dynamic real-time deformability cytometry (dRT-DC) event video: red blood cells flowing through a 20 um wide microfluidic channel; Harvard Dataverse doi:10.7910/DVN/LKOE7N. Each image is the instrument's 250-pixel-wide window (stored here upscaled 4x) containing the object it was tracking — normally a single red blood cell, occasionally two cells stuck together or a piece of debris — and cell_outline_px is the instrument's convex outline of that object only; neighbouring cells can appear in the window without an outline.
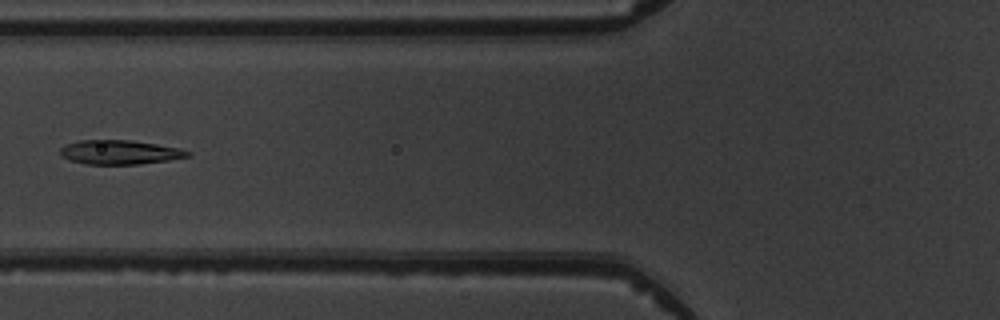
{"species": "common noctule bat (a hibernating species)", "species_latin": "Nyctalus noctula", "temperature_condition": "warm", "stored_images_in_passage": 6, "camera_frame_rate_fps": 3000, "um_per_image_px": 0.085, "animal": {"sex": "male", "body_mass_g": 19.5, "forearm_length_mm": 54.6}, "frame": {"image": 1, "passage_image": 5, "time_ms": 4.667, "image_size_px": [1000, 320], "cell_outline_px": [[192, 156], [168, 160], [140, 164], [84, 164], [60, 156], [60, 148], [64, 144], [80, 140], [132, 140], [180, 148], [192, 152]], "centroid_in_image_um": [10.19, 12.93], "position_along_channel_um": 115.6, "area_um2": 18.09}}
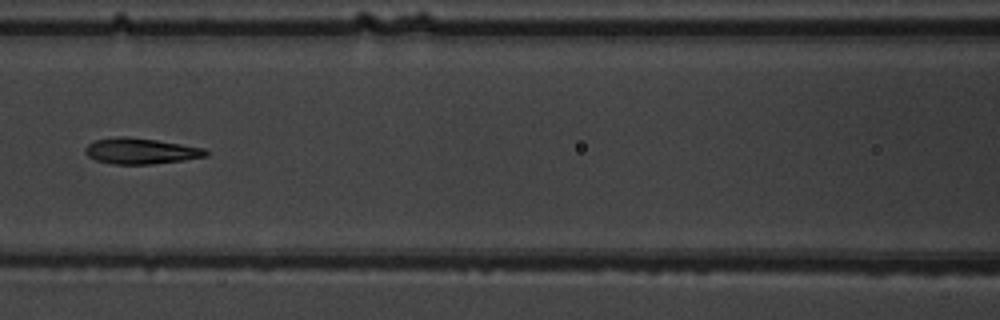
{"frame": {"image": 2, "passage_image": 6, "time_ms": 5.667, "image_size_px": [1000, 320], "cell_outline_px": [[208, 156], [184, 160], [152, 164], [116, 164], [96, 160], [88, 156], [84, 152], [84, 148], [88, 144], [96, 140], [116, 136], [128, 136], [156, 140], [204, 148], [208, 152]], "centroid_in_image_um": [11.95, 12.83], "position_along_channel_um": 154.7, "area_um2": 18.15}}